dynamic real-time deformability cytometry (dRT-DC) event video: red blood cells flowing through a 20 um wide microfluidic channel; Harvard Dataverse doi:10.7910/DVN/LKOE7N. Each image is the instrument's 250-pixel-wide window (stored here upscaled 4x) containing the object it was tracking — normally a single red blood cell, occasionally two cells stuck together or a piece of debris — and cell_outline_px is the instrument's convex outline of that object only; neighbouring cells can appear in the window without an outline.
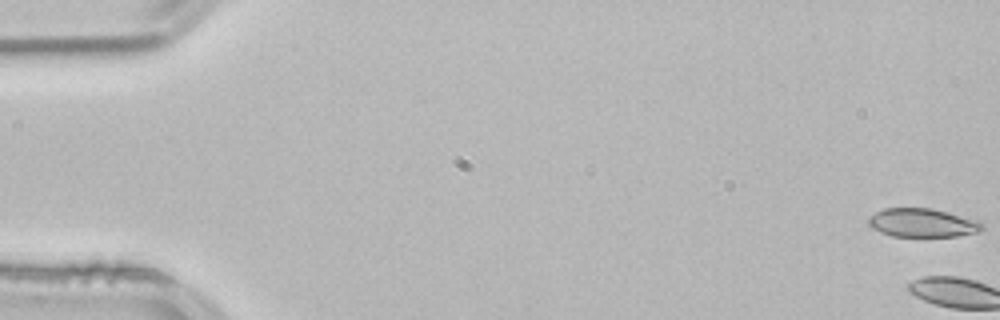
{"species": "common noctule bat (a hibernating species)", "species_latin": "Nyctalus noctula", "temperature_condition": "room temperature", "stored_images_in_passage": 3, "camera_frame_rate_fps": 3000, "um_per_image_px": 0.085, "animal": {"sex": "male", "body_mass_g": 21.5, "forearm_length_mm": 52.0}, "frame": {"image": 1, "passage_image": 1, "time_ms": 0.0, "image_size_px": [1000, 320], "cell_outline_px": [[984, 228], [976, 232], [956, 236], [892, 236], [880, 232], [872, 228], [868, 224], [868, 216], [884, 208], [932, 208], [980, 220], [984, 224]], "centroid_in_image_um": [78.41, 18.93], "position_along_channel_um": 6.6, "area_um2": 19.07}}